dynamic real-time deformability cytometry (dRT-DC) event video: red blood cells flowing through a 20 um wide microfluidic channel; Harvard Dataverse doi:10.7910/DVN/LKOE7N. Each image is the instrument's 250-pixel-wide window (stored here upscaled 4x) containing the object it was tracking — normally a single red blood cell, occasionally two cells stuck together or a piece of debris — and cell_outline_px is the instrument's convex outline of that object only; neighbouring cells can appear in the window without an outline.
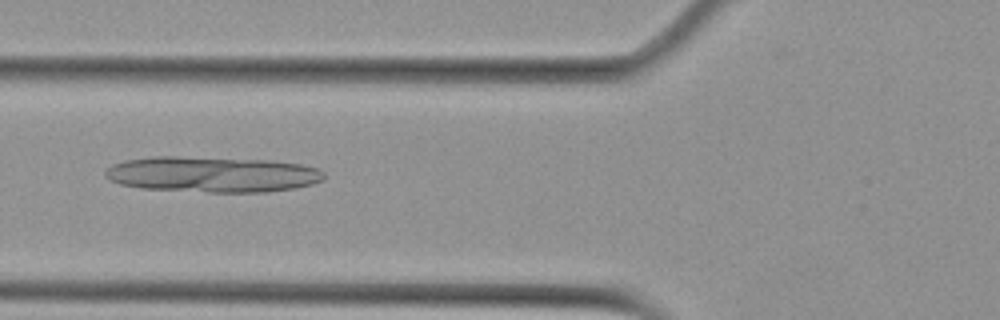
{"species": "Egyptian fruit bat (a non-hibernating species)", "species_latin": "Rousettus aegyptiacus", "temperature_condition": "cold", "stored_images_in_passage": 3, "camera_frame_rate_fps": 3000, "um_per_image_px": 0.085, "animal": {"sex": "female"}, "frame": {"image": 1, "passage_image": 3, "time_ms": 2.333, "image_size_px": [1000, 320], "cell_outline_px": [[324, 180], [312, 184], [296, 188], [268, 192], [208, 192], [140, 188], [120, 184], [104, 176], [104, 172], [112, 164], [124, 160], [152, 156], [176, 156], [268, 160], [300, 164], [316, 168], [324, 172]], "centroid_in_image_um": [18.03, 14.82], "position_along_channel_um": 107.8, "area_um2": 45.72}}